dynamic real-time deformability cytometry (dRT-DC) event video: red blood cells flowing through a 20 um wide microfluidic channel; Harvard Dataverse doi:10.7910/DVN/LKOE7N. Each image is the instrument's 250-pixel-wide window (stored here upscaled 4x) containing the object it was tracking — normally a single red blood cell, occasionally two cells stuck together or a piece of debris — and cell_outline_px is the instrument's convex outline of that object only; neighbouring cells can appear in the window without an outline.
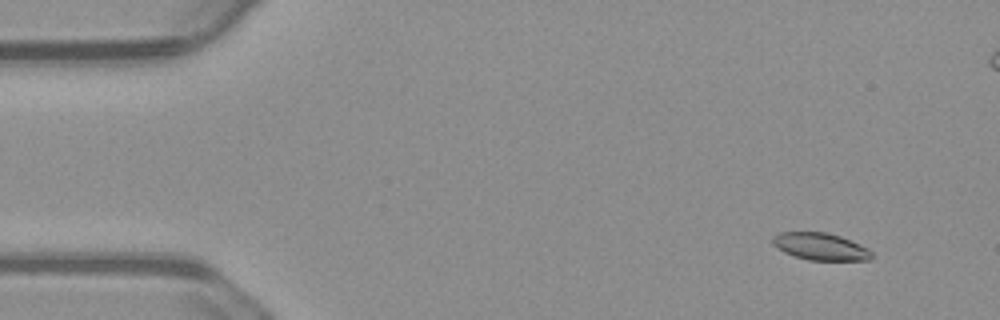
{"species": "common noctule bat (a hibernating species)", "species_latin": "Nyctalus noctula", "temperature_condition": "warm", "stored_images_in_passage": 57, "camera_frame_rate_fps": 3000, "um_per_image_px": 0.085, "animal": {"sex": "male", "body_mass_g": 23.1, "forearm_length_mm": 52.7}, "frame": {"image": 1, "passage_image": 5, "time_ms": 1.333, "image_size_px": [1000, 320], "cell_outline_px": [[872, 260], [808, 260], [784, 252], [772, 244], [772, 236], [780, 232], [824, 232], [840, 236], [860, 244], [868, 248], [872, 252]], "centroid_in_image_um": [69.74, 20.95], "position_along_channel_um": 15.3, "area_um2": 15.66}}
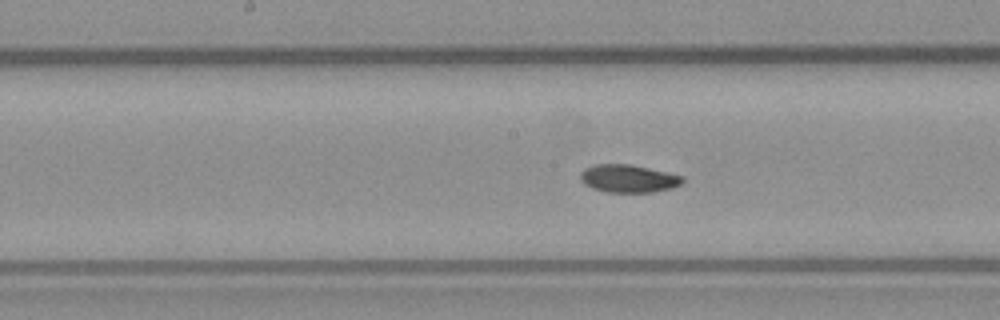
{"frame": {"image": 2, "passage_image": 28, "time_ms": 9.0, "image_size_px": [1000, 320], "cell_outline_px": [[684, 184], [672, 188], [652, 192], [608, 192], [592, 188], [584, 184], [580, 180], [580, 172], [584, 168], [592, 164], [632, 164], [668, 172], [684, 176]], "centroid_in_image_um": [53.43, 15.16], "position_along_channel_um": 194.8, "area_um2": 16.88}}
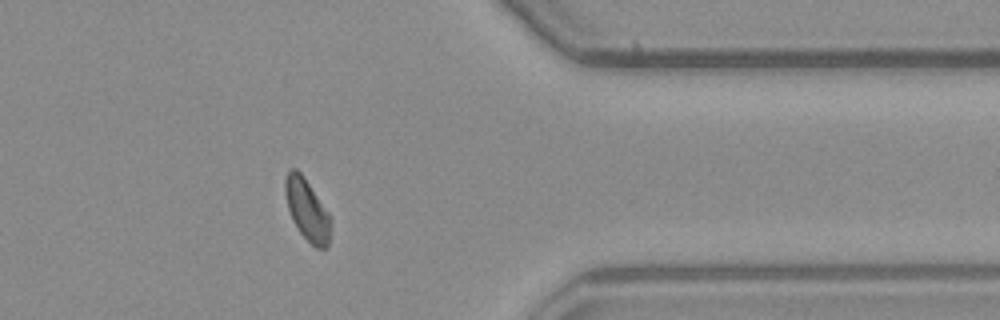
{"frame": {"image": 3, "passage_image": 45, "time_ms": 14.667, "image_size_px": [1000, 320], "cell_outline_px": [[332, 220], [328, 244], [324, 248], [316, 248], [300, 232], [292, 220], [288, 208], [284, 192], [284, 180], [288, 168], [296, 168], [304, 176], [332, 216]], "centroid_in_image_um": [26.1, 17.78], "position_along_channel_um": 385.3, "area_um2": 16.59}, "authors_computed_cell_mechanics": {"area_um2": 16.7042, "velocity_mm_per_s": 3.694, "shape_relaxation_time_tau1_ms": 3.3892, "shape_relaxation_time_tau2_ms": 6.6313, "deformation_change_tau1": 0.1193, "deformation_change_tau2": 0.1026}}